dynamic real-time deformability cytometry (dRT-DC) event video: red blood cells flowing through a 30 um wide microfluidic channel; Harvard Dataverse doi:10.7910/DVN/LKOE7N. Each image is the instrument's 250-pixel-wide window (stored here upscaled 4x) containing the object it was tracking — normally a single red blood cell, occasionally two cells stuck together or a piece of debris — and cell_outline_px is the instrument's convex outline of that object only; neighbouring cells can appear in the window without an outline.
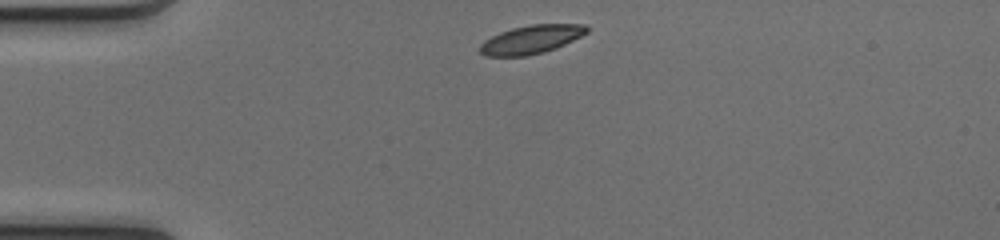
{"species": "common noctule bat (a hibernating species)", "species_latin": "Nyctalus noctula", "temperature_condition": "cold", "stored_images_in_passage": 39, "camera_frame_rate_fps": 3000, "um_per_image_px": 0.085, "animal": {"sex": "female", "body_mass_g": 17.0, "forearm_length_mm": 48.0}, "frame": {"image": 1, "passage_image": 1, "time_ms": 0.0, "image_size_px": [1000, 240], "cell_outline_px": [[588, 32], [556, 48], [544, 52], [528, 56], [484, 56], [480, 52], [480, 44], [484, 40], [500, 32], [512, 28], [532, 24], [584, 24], [588, 28]], "centroid_in_image_um": [45.13, 3.36], "position_along_channel_um": 39.9, "area_um2": 17.69}}
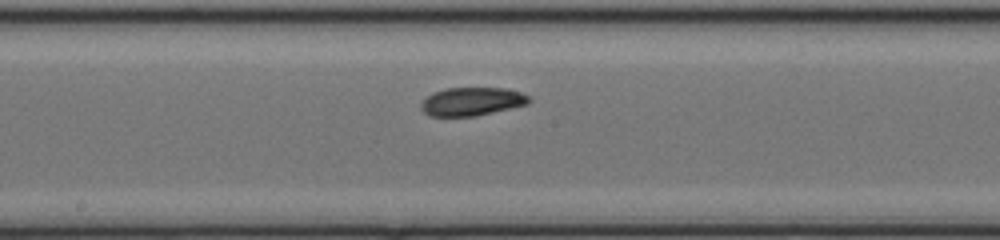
{"frame": {"image": 2, "passage_image": 16, "time_ms": 5.0, "image_size_px": [1000, 240], "cell_outline_px": [[532, 100], [528, 104], [476, 116], [428, 116], [420, 108], [420, 104], [432, 92], [444, 88], [504, 88], [520, 92], [528, 96]], "centroid_in_image_um": [40.09, 8.63], "position_along_channel_um": 208.1, "area_um2": 17.86}}
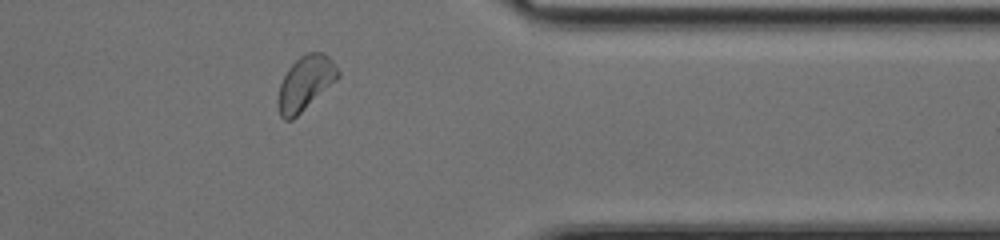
{"frame": {"image": 3, "passage_image": 30, "time_ms": 9.667, "image_size_px": [1000, 240], "cell_outline_px": [[340, 76], [336, 80], [292, 120], [284, 120], [280, 116], [276, 104], [276, 100], [280, 84], [288, 68], [300, 56], [308, 52], [324, 52], [332, 60], [340, 72]], "centroid_in_image_um": [25.93, 7.07], "position_along_channel_um": 385.5, "area_um2": 18.96}, "authors_computed_cell_mechanics": {"area_um2": 18.2648, "velocity_mm_per_s": 4.0706, "shape_relaxation_time_tau1_ms": 3.6008, "shape_relaxation_time_tau2_ms": 9.8529, "deformation_change_tau1": 0.1171, "deformation_change_tau2": 0.1229}}